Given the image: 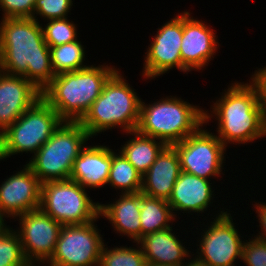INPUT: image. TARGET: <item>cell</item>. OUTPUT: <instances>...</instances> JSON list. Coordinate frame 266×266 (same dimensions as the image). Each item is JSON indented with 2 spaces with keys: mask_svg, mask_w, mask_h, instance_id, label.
I'll return each instance as SVG.
<instances>
[{
  "mask_svg": "<svg viewBox=\"0 0 266 266\" xmlns=\"http://www.w3.org/2000/svg\"><path fill=\"white\" fill-rule=\"evenodd\" d=\"M223 209L213 216L216 217L209 226L203 225L206 227L201 229L204 233H200V240L196 239L197 252L193 256L209 266H235L237 260H242L245 239L236 229L230 211Z\"/></svg>",
  "mask_w": 266,
  "mask_h": 266,
  "instance_id": "cell-9",
  "label": "cell"
},
{
  "mask_svg": "<svg viewBox=\"0 0 266 266\" xmlns=\"http://www.w3.org/2000/svg\"><path fill=\"white\" fill-rule=\"evenodd\" d=\"M129 134L133 138L129 137L119 151L138 172L144 175L166 144L159 139L143 135L137 130L126 132L125 135Z\"/></svg>",
  "mask_w": 266,
  "mask_h": 266,
  "instance_id": "cell-22",
  "label": "cell"
},
{
  "mask_svg": "<svg viewBox=\"0 0 266 266\" xmlns=\"http://www.w3.org/2000/svg\"><path fill=\"white\" fill-rule=\"evenodd\" d=\"M0 266H31L24 256L18 233L9 225L0 229Z\"/></svg>",
  "mask_w": 266,
  "mask_h": 266,
  "instance_id": "cell-27",
  "label": "cell"
},
{
  "mask_svg": "<svg viewBox=\"0 0 266 266\" xmlns=\"http://www.w3.org/2000/svg\"><path fill=\"white\" fill-rule=\"evenodd\" d=\"M176 220L167 200L141 193V238L146 234L174 227L172 224Z\"/></svg>",
  "mask_w": 266,
  "mask_h": 266,
  "instance_id": "cell-23",
  "label": "cell"
},
{
  "mask_svg": "<svg viewBox=\"0 0 266 266\" xmlns=\"http://www.w3.org/2000/svg\"><path fill=\"white\" fill-rule=\"evenodd\" d=\"M41 97L29 80L4 72L0 78V134Z\"/></svg>",
  "mask_w": 266,
  "mask_h": 266,
  "instance_id": "cell-16",
  "label": "cell"
},
{
  "mask_svg": "<svg viewBox=\"0 0 266 266\" xmlns=\"http://www.w3.org/2000/svg\"><path fill=\"white\" fill-rule=\"evenodd\" d=\"M97 221L62 226L53 255L44 265L98 266L105 240L97 228Z\"/></svg>",
  "mask_w": 266,
  "mask_h": 266,
  "instance_id": "cell-11",
  "label": "cell"
},
{
  "mask_svg": "<svg viewBox=\"0 0 266 266\" xmlns=\"http://www.w3.org/2000/svg\"><path fill=\"white\" fill-rule=\"evenodd\" d=\"M137 248L116 245L112 248L104 243L98 266H146L147 262L141 246L136 243Z\"/></svg>",
  "mask_w": 266,
  "mask_h": 266,
  "instance_id": "cell-26",
  "label": "cell"
},
{
  "mask_svg": "<svg viewBox=\"0 0 266 266\" xmlns=\"http://www.w3.org/2000/svg\"><path fill=\"white\" fill-rule=\"evenodd\" d=\"M37 0H0L2 18H32Z\"/></svg>",
  "mask_w": 266,
  "mask_h": 266,
  "instance_id": "cell-31",
  "label": "cell"
},
{
  "mask_svg": "<svg viewBox=\"0 0 266 266\" xmlns=\"http://www.w3.org/2000/svg\"><path fill=\"white\" fill-rule=\"evenodd\" d=\"M152 266H176V265H158V264H152Z\"/></svg>",
  "mask_w": 266,
  "mask_h": 266,
  "instance_id": "cell-37",
  "label": "cell"
},
{
  "mask_svg": "<svg viewBox=\"0 0 266 266\" xmlns=\"http://www.w3.org/2000/svg\"><path fill=\"white\" fill-rule=\"evenodd\" d=\"M18 217L16 219L20 228L15 231L19 235L26 260L31 266H44L53 255L63 225L40 209Z\"/></svg>",
  "mask_w": 266,
  "mask_h": 266,
  "instance_id": "cell-13",
  "label": "cell"
},
{
  "mask_svg": "<svg viewBox=\"0 0 266 266\" xmlns=\"http://www.w3.org/2000/svg\"><path fill=\"white\" fill-rule=\"evenodd\" d=\"M118 150V152H117ZM111 149V168L107 185L121 194L138 193L142 188V174L117 149Z\"/></svg>",
  "mask_w": 266,
  "mask_h": 266,
  "instance_id": "cell-24",
  "label": "cell"
},
{
  "mask_svg": "<svg viewBox=\"0 0 266 266\" xmlns=\"http://www.w3.org/2000/svg\"><path fill=\"white\" fill-rule=\"evenodd\" d=\"M250 79L249 82L256 89L259 102L266 109V66L255 70Z\"/></svg>",
  "mask_w": 266,
  "mask_h": 266,
  "instance_id": "cell-32",
  "label": "cell"
},
{
  "mask_svg": "<svg viewBox=\"0 0 266 266\" xmlns=\"http://www.w3.org/2000/svg\"><path fill=\"white\" fill-rule=\"evenodd\" d=\"M6 224L7 223H5V221L0 217V229Z\"/></svg>",
  "mask_w": 266,
  "mask_h": 266,
  "instance_id": "cell-35",
  "label": "cell"
},
{
  "mask_svg": "<svg viewBox=\"0 0 266 266\" xmlns=\"http://www.w3.org/2000/svg\"><path fill=\"white\" fill-rule=\"evenodd\" d=\"M51 54V66L55 75L84 69L90 65H84L87 59L84 45L79 40L65 43L61 46L49 47Z\"/></svg>",
  "mask_w": 266,
  "mask_h": 266,
  "instance_id": "cell-25",
  "label": "cell"
},
{
  "mask_svg": "<svg viewBox=\"0 0 266 266\" xmlns=\"http://www.w3.org/2000/svg\"><path fill=\"white\" fill-rule=\"evenodd\" d=\"M118 196L119 198L112 203H100L99 216L109 220L115 233L125 235L130 241L137 243L141 239V192L118 193Z\"/></svg>",
  "mask_w": 266,
  "mask_h": 266,
  "instance_id": "cell-20",
  "label": "cell"
},
{
  "mask_svg": "<svg viewBox=\"0 0 266 266\" xmlns=\"http://www.w3.org/2000/svg\"><path fill=\"white\" fill-rule=\"evenodd\" d=\"M0 62L5 73L24 77L41 92L55 77L42 24L34 18H1Z\"/></svg>",
  "mask_w": 266,
  "mask_h": 266,
  "instance_id": "cell-1",
  "label": "cell"
},
{
  "mask_svg": "<svg viewBox=\"0 0 266 266\" xmlns=\"http://www.w3.org/2000/svg\"><path fill=\"white\" fill-rule=\"evenodd\" d=\"M220 95L211 105L212 111L205 110L204 117L205 125L213 117L218 120L217 137L226 147L229 143L245 145L266 138L265 109L250 82L235 80Z\"/></svg>",
  "mask_w": 266,
  "mask_h": 266,
  "instance_id": "cell-2",
  "label": "cell"
},
{
  "mask_svg": "<svg viewBox=\"0 0 266 266\" xmlns=\"http://www.w3.org/2000/svg\"><path fill=\"white\" fill-rule=\"evenodd\" d=\"M72 6L73 0H37L32 18L37 22H39L37 16L45 21L66 18Z\"/></svg>",
  "mask_w": 266,
  "mask_h": 266,
  "instance_id": "cell-29",
  "label": "cell"
},
{
  "mask_svg": "<svg viewBox=\"0 0 266 266\" xmlns=\"http://www.w3.org/2000/svg\"><path fill=\"white\" fill-rule=\"evenodd\" d=\"M104 64L55 75L41 92L42 98L63 121L79 122L117 70L116 66Z\"/></svg>",
  "mask_w": 266,
  "mask_h": 266,
  "instance_id": "cell-3",
  "label": "cell"
},
{
  "mask_svg": "<svg viewBox=\"0 0 266 266\" xmlns=\"http://www.w3.org/2000/svg\"><path fill=\"white\" fill-rule=\"evenodd\" d=\"M110 148L104 144L86 145L75 159L69 179L86 189L106 186L111 168Z\"/></svg>",
  "mask_w": 266,
  "mask_h": 266,
  "instance_id": "cell-18",
  "label": "cell"
},
{
  "mask_svg": "<svg viewBox=\"0 0 266 266\" xmlns=\"http://www.w3.org/2000/svg\"><path fill=\"white\" fill-rule=\"evenodd\" d=\"M242 261L246 266H266V242L254 237L245 240Z\"/></svg>",
  "mask_w": 266,
  "mask_h": 266,
  "instance_id": "cell-30",
  "label": "cell"
},
{
  "mask_svg": "<svg viewBox=\"0 0 266 266\" xmlns=\"http://www.w3.org/2000/svg\"><path fill=\"white\" fill-rule=\"evenodd\" d=\"M210 181L181 171L167 200L176 219L180 211L190 215L196 212L199 216L200 213L206 212L208 207H213L211 204L216 194Z\"/></svg>",
  "mask_w": 266,
  "mask_h": 266,
  "instance_id": "cell-17",
  "label": "cell"
},
{
  "mask_svg": "<svg viewBox=\"0 0 266 266\" xmlns=\"http://www.w3.org/2000/svg\"><path fill=\"white\" fill-rule=\"evenodd\" d=\"M180 173L176 149L172 145H166L148 171L142 175L141 193L168 200Z\"/></svg>",
  "mask_w": 266,
  "mask_h": 266,
  "instance_id": "cell-19",
  "label": "cell"
},
{
  "mask_svg": "<svg viewBox=\"0 0 266 266\" xmlns=\"http://www.w3.org/2000/svg\"><path fill=\"white\" fill-rule=\"evenodd\" d=\"M205 109L175 96H166L153 103L141 100L137 131L173 145L205 125Z\"/></svg>",
  "mask_w": 266,
  "mask_h": 266,
  "instance_id": "cell-5",
  "label": "cell"
},
{
  "mask_svg": "<svg viewBox=\"0 0 266 266\" xmlns=\"http://www.w3.org/2000/svg\"><path fill=\"white\" fill-rule=\"evenodd\" d=\"M63 120L41 97L0 134V161L19 153L34 155Z\"/></svg>",
  "mask_w": 266,
  "mask_h": 266,
  "instance_id": "cell-7",
  "label": "cell"
},
{
  "mask_svg": "<svg viewBox=\"0 0 266 266\" xmlns=\"http://www.w3.org/2000/svg\"><path fill=\"white\" fill-rule=\"evenodd\" d=\"M253 207L256 210V214H258L257 221L259 222V226L261 228L260 231H258L257 236L255 235L254 238H257L261 241L266 242V203L265 202H255V204H252ZM261 232V233H260Z\"/></svg>",
  "mask_w": 266,
  "mask_h": 266,
  "instance_id": "cell-33",
  "label": "cell"
},
{
  "mask_svg": "<svg viewBox=\"0 0 266 266\" xmlns=\"http://www.w3.org/2000/svg\"><path fill=\"white\" fill-rule=\"evenodd\" d=\"M42 24L43 36L48 47L61 46L78 40L77 24L68 17L48 20Z\"/></svg>",
  "mask_w": 266,
  "mask_h": 266,
  "instance_id": "cell-28",
  "label": "cell"
},
{
  "mask_svg": "<svg viewBox=\"0 0 266 266\" xmlns=\"http://www.w3.org/2000/svg\"><path fill=\"white\" fill-rule=\"evenodd\" d=\"M119 70L108 78L100 96L79 121L91 138L115 127L125 133L137 129L142 98Z\"/></svg>",
  "mask_w": 266,
  "mask_h": 266,
  "instance_id": "cell-4",
  "label": "cell"
},
{
  "mask_svg": "<svg viewBox=\"0 0 266 266\" xmlns=\"http://www.w3.org/2000/svg\"><path fill=\"white\" fill-rule=\"evenodd\" d=\"M192 257L193 255L190 258H188V261H186V263L183 266H209L207 263L198 260L196 257L193 258Z\"/></svg>",
  "mask_w": 266,
  "mask_h": 266,
  "instance_id": "cell-34",
  "label": "cell"
},
{
  "mask_svg": "<svg viewBox=\"0 0 266 266\" xmlns=\"http://www.w3.org/2000/svg\"><path fill=\"white\" fill-rule=\"evenodd\" d=\"M21 169L0 185V217L5 221L40 207L41 182L27 164Z\"/></svg>",
  "mask_w": 266,
  "mask_h": 266,
  "instance_id": "cell-14",
  "label": "cell"
},
{
  "mask_svg": "<svg viewBox=\"0 0 266 266\" xmlns=\"http://www.w3.org/2000/svg\"><path fill=\"white\" fill-rule=\"evenodd\" d=\"M39 209L63 226L86 224L100 218V203L93 202L86 188L70 179L41 183Z\"/></svg>",
  "mask_w": 266,
  "mask_h": 266,
  "instance_id": "cell-8",
  "label": "cell"
},
{
  "mask_svg": "<svg viewBox=\"0 0 266 266\" xmlns=\"http://www.w3.org/2000/svg\"><path fill=\"white\" fill-rule=\"evenodd\" d=\"M3 73H4V70H3V68L1 67V62H0V78H1V76H2Z\"/></svg>",
  "mask_w": 266,
  "mask_h": 266,
  "instance_id": "cell-36",
  "label": "cell"
},
{
  "mask_svg": "<svg viewBox=\"0 0 266 266\" xmlns=\"http://www.w3.org/2000/svg\"><path fill=\"white\" fill-rule=\"evenodd\" d=\"M172 228L146 234L137 242L147 264L183 266L192 256Z\"/></svg>",
  "mask_w": 266,
  "mask_h": 266,
  "instance_id": "cell-21",
  "label": "cell"
},
{
  "mask_svg": "<svg viewBox=\"0 0 266 266\" xmlns=\"http://www.w3.org/2000/svg\"><path fill=\"white\" fill-rule=\"evenodd\" d=\"M202 127L204 126L172 146L178 154L181 171L212 180L213 177L218 178L224 174L223 163L227 147L216 133H210Z\"/></svg>",
  "mask_w": 266,
  "mask_h": 266,
  "instance_id": "cell-10",
  "label": "cell"
},
{
  "mask_svg": "<svg viewBox=\"0 0 266 266\" xmlns=\"http://www.w3.org/2000/svg\"><path fill=\"white\" fill-rule=\"evenodd\" d=\"M88 140L90 135L79 122L63 121L26 163L41 183L68 180L73 163Z\"/></svg>",
  "mask_w": 266,
  "mask_h": 266,
  "instance_id": "cell-6",
  "label": "cell"
},
{
  "mask_svg": "<svg viewBox=\"0 0 266 266\" xmlns=\"http://www.w3.org/2000/svg\"><path fill=\"white\" fill-rule=\"evenodd\" d=\"M146 49L142 76L154 79L176 67L180 72H190L181 61L183 36V12L158 28Z\"/></svg>",
  "mask_w": 266,
  "mask_h": 266,
  "instance_id": "cell-12",
  "label": "cell"
},
{
  "mask_svg": "<svg viewBox=\"0 0 266 266\" xmlns=\"http://www.w3.org/2000/svg\"><path fill=\"white\" fill-rule=\"evenodd\" d=\"M209 26L205 21L194 19L190 12H183L181 61L190 72L203 70L218 53V36Z\"/></svg>",
  "mask_w": 266,
  "mask_h": 266,
  "instance_id": "cell-15",
  "label": "cell"
}]
</instances>
